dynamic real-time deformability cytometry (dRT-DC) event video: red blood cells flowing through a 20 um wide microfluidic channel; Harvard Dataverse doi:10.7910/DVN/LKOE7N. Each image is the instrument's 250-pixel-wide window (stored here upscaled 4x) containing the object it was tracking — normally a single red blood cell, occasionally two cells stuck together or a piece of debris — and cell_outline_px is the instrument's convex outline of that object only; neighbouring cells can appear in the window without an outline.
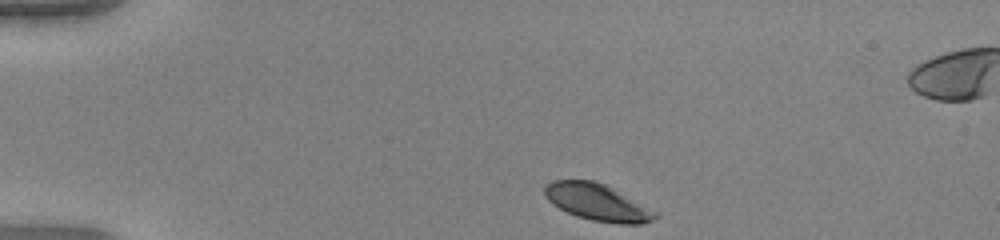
{"species": "human", "species_latin": "Homo sapiens", "temperature_condition": "warm", "stored_images_in_passage": 43, "camera_frame_rate_fps": 3000, "um_per_image_px": 0.085, "donor": {"sex": "female"}, "frame": {"image": 1, "passage_image": 1, "time_ms": 0.0, "image_size_px": [1000, 240], "cell_outline_px": [[660, 212], [652, 220], [640, 224], [620, 224], [592, 220], [576, 216], [552, 204], [544, 196], [544, 188], [552, 180], [592, 180], [608, 184]], "centroid_in_image_um": [50.83, 17.18], "position_along_channel_um": 34.2, "area_um2": 24.1}}
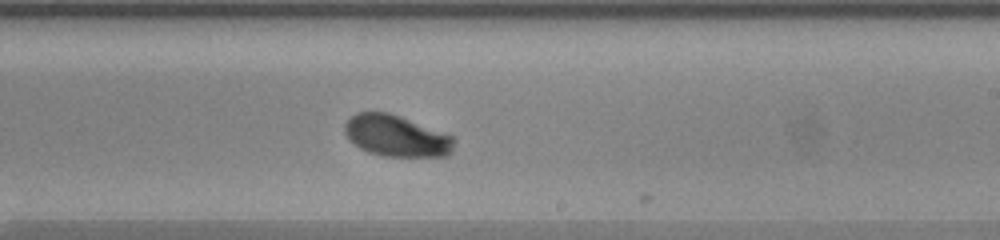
{"frame": {"image": 2, "passage_image": 23, "time_ms": 7.333, "image_size_px": [1000, 240], "cell_outline_px": [[456, 140], [452, 152], [448, 156], [384, 156], [368, 152], [352, 144], [348, 140], [344, 132], [344, 124], [356, 112], [388, 112], [400, 116], [452, 136]], "centroid_in_image_um": [33.66, 11.56], "position_along_channel_um": 255.3, "area_um2": 26.41}}
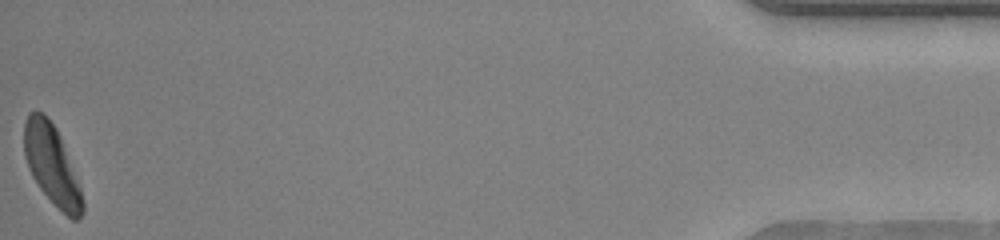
{"frame": {"image": 3, "passage_image": 43, "time_ms": 14.0, "image_size_px": [1000, 240], "cell_outline_px": [[84, 212], [76, 220], [72, 220], [40, 188], [32, 176], [28, 168], [24, 156], [24, 120], [28, 112], [40, 112], [56, 128], [60, 136], [80, 188], [84, 204]], "centroid_in_image_um": [4.38, 14.0], "position_along_channel_um": 430.8, "area_um2": 26.36}, "authors_computed_cell_mechanics": {"area_um2": 26.588, "velocity_mm_per_s": 3.9171, "shape_relaxation_time_tau1_ms": 3.0003, "shape_relaxation_time_tau2_ms": null, "deformation_change_tau1": 0.1779, "deformation_change_tau2": null}}